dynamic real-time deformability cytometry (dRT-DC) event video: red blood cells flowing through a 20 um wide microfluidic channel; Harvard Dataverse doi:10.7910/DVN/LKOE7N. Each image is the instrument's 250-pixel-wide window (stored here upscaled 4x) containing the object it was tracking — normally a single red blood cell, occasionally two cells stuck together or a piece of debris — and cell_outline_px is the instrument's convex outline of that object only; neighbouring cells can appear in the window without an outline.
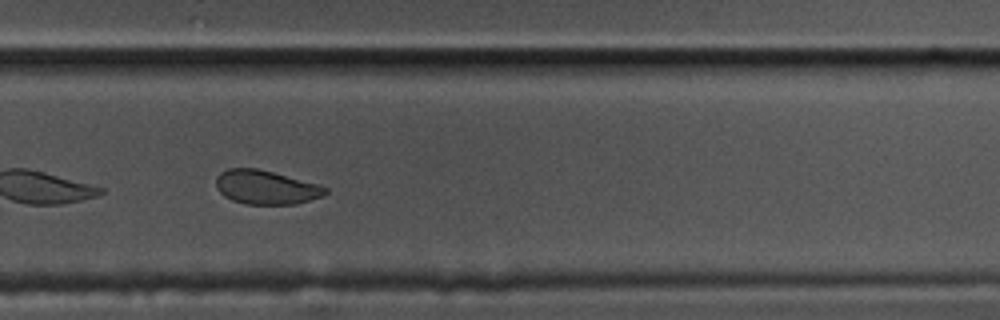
{"species": "common noctule bat (a hibernating species)", "species_latin": "Nyctalus noctula", "temperature_condition": "cold", "stored_images_in_passage": 58, "camera_frame_rate_fps": 3000, "um_per_image_px": 0.085, "animal": {"sex": "male", "body_mass_g": 17.5, "forearm_length_mm": 52.3}, "frame": {"image": 1, "passage_image": 40, "time_ms": 13.0, "image_size_px": [1000, 320], "cell_outline_px": [[328, 192], [324, 196], [296, 204], [244, 204], [232, 200], [224, 196], [216, 188], [216, 176], [220, 172], [228, 168], [256, 168], [272, 172], [316, 184], [328, 188]], "centroid_in_image_um": [22.58, 15.93], "position_along_channel_um": 307.2, "area_um2": 21.56}, "authors_computed_cell_mechanics": {"area_um2": 26.9637, "velocity_mm_per_s": 3.3706, "shape_relaxation_time_tau1_ms": 7.262, "shape_relaxation_time_tau2_ms": 2.8128, "deformation_change_tau1": 0.1377, "deformation_change_tau2": 0.0743}}